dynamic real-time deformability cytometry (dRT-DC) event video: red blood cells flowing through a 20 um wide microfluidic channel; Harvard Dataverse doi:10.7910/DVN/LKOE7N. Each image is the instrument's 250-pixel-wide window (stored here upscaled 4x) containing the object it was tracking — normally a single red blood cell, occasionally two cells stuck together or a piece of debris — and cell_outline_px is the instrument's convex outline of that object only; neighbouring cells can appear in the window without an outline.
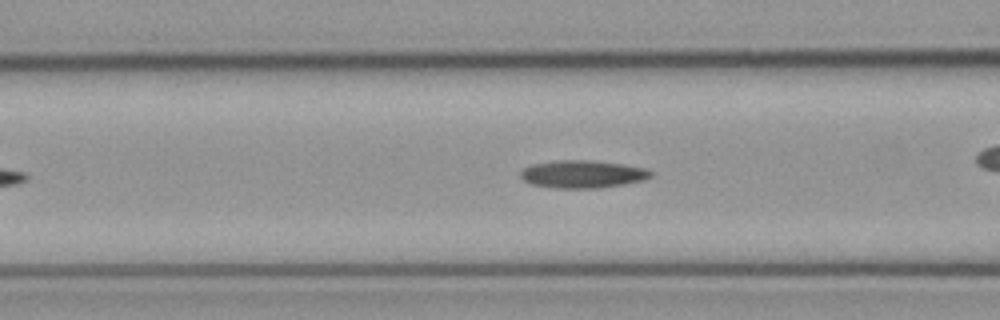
{"species": "common noctule bat (a hibernating species)", "species_latin": "Nyctalus noctula", "temperature_condition": "cold", "stored_images_in_passage": 41, "camera_frame_rate_fps": 3000, "um_per_image_px": 0.085, "animal": {"sex": "male", "body_mass_g": 23.1, "forearm_length_mm": 52.7}, "frame": {"image": 1, "passage_image": 7, "time_ms": 2.0, "image_size_px": [1000, 320], "cell_outline_px": [[652, 176], [644, 180], [624, 184], [596, 188], [556, 188], [532, 184], [524, 180], [520, 176], [520, 172], [524, 168], [532, 164], [556, 160], [588, 160], [624, 164], [648, 168], [652, 172]], "centroid_in_image_um": [49.54, 14.79], "position_along_channel_um": 117.1, "area_um2": 21.04}, "authors_computed_cell_mechanics": {"area_um2": 19.8254, "velocity_mm_per_s": 3.7422, "shape_relaxation_time_tau1_ms": null, "shape_relaxation_time_tau2_ms": 7.8659, "deformation_change_tau1": null, "deformation_change_tau2": 0.1861}}